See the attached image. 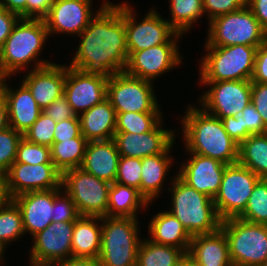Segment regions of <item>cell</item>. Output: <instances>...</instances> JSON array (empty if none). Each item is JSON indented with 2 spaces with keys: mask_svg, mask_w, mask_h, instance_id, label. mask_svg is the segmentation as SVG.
I'll return each mask as SVG.
<instances>
[{
  "mask_svg": "<svg viewBox=\"0 0 267 266\" xmlns=\"http://www.w3.org/2000/svg\"><path fill=\"white\" fill-rule=\"evenodd\" d=\"M96 13L78 35L81 42L70 66L109 79L124 72L128 59L125 2H104Z\"/></svg>",
  "mask_w": 267,
  "mask_h": 266,
  "instance_id": "obj_1",
  "label": "cell"
},
{
  "mask_svg": "<svg viewBox=\"0 0 267 266\" xmlns=\"http://www.w3.org/2000/svg\"><path fill=\"white\" fill-rule=\"evenodd\" d=\"M183 117L185 146L189 153L210 157L223 164L238 162L239 144L226 132L221 119L190 106Z\"/></svg>",
  "mask_w": 267,
  "mask_h": 266,
  "instance_id": "obj_2",
  "label": "cell"
},
{
  "mask_svg": "<svg viewBox=\"0 0 267 266\" xmlns=\"http://www.w3.org/2000/svg\"><path fill=\"white\" fill-rule=\"evenodd\" d=\"M172 209L169 211L193 237L217 231L221 225L213 199L198 192L178 176L173 179Z\"/></svg>",
  "mask_w": 267,
  "mask_h": 266,
  "instance_id": "obj_3",
  "label": "cell"
},
{
  "mask_svg": "<svg viewBox=\"0 0 267 266\" xmlns=\"http://www.w3.org/2000/svg\"><path fill=\"white\" fill-rule=\"evenodd\" d=\"M48 36L43 19L20 18L0 49V78H8L35 61Z\"/></svg>",
  "mask_w": 267,
  "mask_h": 266,
  "instance_id": "obj_4",
  "label": "cell"
},
{
  "mask_svg": "<svg viewBox=\"0 0 267 266\" xmlns=\"http://www.w3.org/2000/svg\"><path fill=\"white\" fill-rule=\"evenodd\" d=\"M100 266H136L141 239L137 218L101 217Z\"/></svg>",
  "mask_w": 267,
  "mask_h": 266,
  "instance_id": "obj_5",
  "label": "cell"
},
{
  "mask_svg": "<svg viewBox=\"0 0 267 266\" xmlns=\"http://www.w3.org/2000/svg\"><path fill=\"white\" fill-rule=\"evenodd\" d=\"M200 81L251 80L257 47L248 45L205 46Z\"/></svg>",
  "mask_w": 267,
  "mask_h": 266,
  "instance_id": "obj_6",
  "label": "cell"
},
{
  "mask_svg": "<svg viewBox=\"0 0 267 266\" xmlns=\"http://www.w3.org/2000/svg\"><path fill=\"white\" fill-rule=\"evenodd\" d=\"M233 266H261L267 259V225L238 217L221 221Z\"/></svg>",
  "mask_w": 267,
  "mask_h": 266,
  "instance_id": "obj_7",
  "label": "cell"
},
{
  "mask_svg": "<svg viewBox=\"0 0 267 266\" xmlns=\"http://www.w3.org/2000/svg\"><path fill=\"white\" fill-rule=\"evenodd\" d=\"M205 46L248 45L259 47L267 34L247 5L239 10L215 17L209 21Z\"/></svg>",
  "mask_w": 267,
  "mask_h": 266,
  "instance_id": "obj_8",
  "label": "cell"
},
{
  "mask_svg": "<svg viewBox=\"0 0 267 266\" xmlns=\"http://www.w3.org/2000/svg\"><path fill=\"white\" fill-rule=\"evenodd\" d=\"M61 186L62 190L71 197L81 216H107L111 183L81 168H73L62 173Z\"/></svg>",
  "mask_w": 267,
  "mask_h": 266,
  "instance_id": "obj_9",
  "label": "cell"
},
{
  "mask_svg": "<svg viewBox=\"0 0 267 266\" xmlns=\"http://www.w3.org/2000/svg\"><path fill=\"white\" fill-rule=\"evenodd\" d=\"M152 86L150 81L120 72L108 79L106 98L116 113L160 112Z\"/></svg>",
  "mask_w": 267,
  "mask_h": 266,
  "instance_id": "obj_10",
  "label": "cell"
},
{
  "mask_svg": "<svg viewBox=\"0 0 267 266\" xmlns=\"http://www.w3.org/2000/svg\"><path fill=\"white\" fill-rule=\"evenodd\" d=\"M259 179L238 162L226 165L219 192L213 199L221 220L238 217L244 211Z\"/></svg>",
  "mask_w": 267,
  "mask_h": 266,
  "instance_id": "obj_11",
  "label": "cell"
},
{
  "mask_svg": "<svg viewBox=\"0 0 267 266\" xmlns=\"http://www.w3.org/2000/svg\"><path fill=\"white\" fill-rule=\"evenodd\" d=\"M212 86L201 96L205 112L219 118L237 116L251 103V80L201 81Z\"/></svg>",
  "mask_w": 267,
  "mask_h": 266,
  "instance_id": "obj_12",
  "label": "cell"
},
{
  "mask_svg": "<svg viewBox=\"0 0 267 266\" xmlns=\"http://www.w3.org/2000/svg\"><path fill=\"white\" fill-rule=\"evenodd\" d=\"M175 33L165 44L152 46L142 51L128 53L124 72L133 77L152 82L154 78L178 66L181 61Z\"/></svg>",
  "mask_w": 267,
  "mask_h": 266,
  "instance_id": "obj_13",
  "label": "cell"
},
{
  "mask_svg": "<svg viewBox=\"0 0 267 266\" xmlns=\"http://www.w3.org/2000/svg\"><path fill=\"white\" fill-rule=\"evenodd\" d=\"M75 222H52L32 238L31 266H53L72 257V235Z\"/></svg>",
  "mask_w": 267,
  "mask_h": 266,
  "instance_id": "obj_14",
  "label": "cell"
},
{
  "mask_svg": "<svg viewBox=\"0 0 267 266\" xmlns=\"http://www.w3.org/2000/svg\"><path fill=\"white\" fill-rule=\"evenodd\" d=\"M131 9L129 4L125 3V30L128 53L165 44L171 37H174L176 31L156 11L151 10L143 18V21L137 23L134 18L135 14Z\"/></svg>",
  "mask_w": 267,
  "mask_h": 266,
  "instance_id": "obj_15",
  "label": "cell"
},
{
  "mask_svg": "<svg viewBox=\"0 0 267 266\" xmlns=\"http://www.w3.org/2000/svg\"><path fill=\"white\" fill-rule=\"evenodd\" d=\"M62 173L53 163L25 164L14 162L6 172L10 198L31 191H43L61 186Z\"/></svg>",
  "mask_w": 267,
  "mask_h": 266,
  "instance_id": "obj_16",
  "label": "cell"
},
{
  "mask_svg": "<svg viewBox=\"0 0 267 266\" xmlns=\"http://www.w3.org/2000/svg\"><path fill=\"white\" fill-rule=\"evenodd\" d=\"M108 79L98 75L86 74L84 71L66 67L64 96L79 116L96 104L106 99Z\"/></svg>",
  "mask_w": 267,
  "mask_h": 266,
  "instance_id": "obj_17",
  "label": "cell"
},
{
  "mask_svg": "<svg viewBox=\"0 0 267 266\" xmlns=\"http://www.w3.org/2000/svg\"><path fill=\"white\" fill-rule=\"evenodd\" d=\"M160 121L151 131L142 134L115 132L113 141L120 156L142 159L164 153L173 146L175 135L172 130L161 128Z\"/></svg>",
  "mask_w": 267,
  "mask_h": 266,
  "instance_id": "obj_18",
  "label": "cell"
},
{
  "mask_svg": "<svg viewBox=\"0 0 267 266\" xmlns=\"http://www.w3.org/2000/svg\"><path fill=\"white\" fill-rule=\"evenodd\" d=\"M22 83L28 88L43 110L64 94L66 66L48 61H37Z\"/></svg>",
  "mask_w": 267,
  "mask_h": 266,
  "instance_id": "obj_19",
  "label": "cell"
},
{
  "mask_svg": "<svg viewBox=\"0 0 267 266\" xmlns=\"http://www.w3.org/2000/svg\"><path fill=\"white\" fill-rule=\"evenodd\" d=\"M91 3L92 0H53L43 18L49 36L56 32L81 34L94 17Z\"/></svg>",
  "mask_w": 267,
  "mask_h": 266,
  "instance_id": "obj_20",
  "label": "cell"
},
{
  "mask_svg": "<svg viewBox=\"0 0 267 266\" xmlns=\"http://www.w3.org/2000/svg\"><path fill=\"white\" fill-rule=\"evenodd\" d=\"M192 156L178 171V177L190 187L211 199L218 194L226 164L210 157L190 153Z\"/></svg>",
  "mask_w": 267,
  "mask_h": 266,
  "instance_id": "obj_21",
  "label": "cell"
},
{
  "mask_svg": "<svg viewBox=\"0 0 267 266\" xmlns=\"http://www.w3.org/2000/svg\"><path fill=\"white\" fill-rule=\"evenodd\" d=\"M12 200L22 213L25 233L29 232L33 237L52 223L54 189L26 192Z\"/></svg>",
  "mask_w": 267,
  "mask_h": 266,
  "instance_id": "obj_22",
  "label": "cell"
},
{
  "mask_svg": "<svg viewBox=\"0 0 267 266\" xmlns=\"http://www.w3.org/2000/svg\"><path fill=\"white\" fill-rule=\"evenodd\" d=\"M5 81L6 77L0 78V90L8 105L9 126L24 134L39 118L42 109L23 83L18 90H13Z\"/></svg>",
  "mask_w": 267,
  "mask_h": 266,
  "instance_id": "obj_23",
  "label": "cell"
},
{
  "mask_svg": "<svg viewBox=\"0 0 267 266\" xmlns=\"http://www.w3.org/2000/svg\"><path fill=\"white\" fill-rule=\"evenodd\" d=\"M120 155L113 139L89 141L80 168L109 183L115 182Z\"/></svg>",
  "mask_w": 267,
  "mask_h": 266,
  "instance_id": "obj_24",
  "label": "cell"
},
{
  "mask_svg": "<svg viewBox=\"0 0 267 266\" xmlns=\"http://www.w3.org/2000/svg\"><path fill=\"white\" fill-rule=\"evenodd\" d=\"M188 254L197 266H233L228 240L221 228L209 234L193 236Z\"/></svg>",
  "mask_w": 267,
  "mask_h": 266,
  "instance_id": "obj_25",
  "label": "cell"
},
{
  "mask_svg": "<svg viewBox=\"0 0 267 266\" xmlns=\"http://www.w3.org/2000/svg\"><path fill=\"white\" fill-rule=\"evenodd\" d=\"M81 134L88 141L113 139L116 128V112L106 98L79 115Z\"/></svg>",
  "mask_w": 267,
  "mask_h": 266,
  "instance_id": "obj_26",
  "label": "cell"
},
{
  "mask_svg": "<svg viewBox=\"0 0 267 266\" xmlns=\"http://www.w3.org/2000/svg\"><path fill=\"white\" fill-rule=\"evenodd\" d=\"M148 229L153 237L149 239L152 242L173 246L183 249L186 253L188 252L192 236L169 211L155 215Z\"/></svg>",
  "mask_w": 267,
  "mask_h": 266,
  "instance_id": "obj_27",
  "label": "cell"
},
{
  "mask_svg": "<svg viewBox=\"0 0 267 266\" xmlns=\"http://www.w3.org/2000/svg\"><path fill=\"white\" fill-rule=\"evenodd\" d=\"M101 217L80 216L72 235V258L98 259L101 249L102 226L96 224Z\"/></svg>",
  "mask_w": 267,
  "mask_h": 266,
  "instance_id": "obj_28",
  "label": "cell"
},
{
  "mask_svg": "<svg viewBox=\"0 0 267 266\" xmlns=\"http://www.w3.org/2000/svg\"><path fill=\"white\" fill-rule=\"evenodd\" d=\"M172 146L164 153L141 159L140 194L150 203L159 195L172 158L168 155Z\"/></svg>",
  "mask_w": 267,
  "mask_h": 266,
  "instance_id": "obj_29",
  "label": "cell"
},
{
  "mask_svg": "<svg viewBox=\"0 0 267 266\" xmlns=\"http://www.w3.org/2000/svg\"><path fill=\"white\" fill-rule=\"evenodd\" d=\"M147 204L150 203L136 188L113 182L109 188L107 217L137 218L138 208Z\"/></svg>",
  "mask_w": 267,
  "mask_h": 266,
  "instance_id": "obj_30",
  "label": "cell"
},
{
  "mask_svg": "<svg viewBox=\"0 0 267 266\" xmlns=\"http://www.w3.org/2000/svg\"><path fill=\"white\" fill-rule=\"evenodd\" d=\"M238 163L267 179V133L250 135L239 144Z\"/></svg>",
  "mask_w": 267,
  "mask_h": 266,
  "instance_id": "obj_31",
  "label": "cell"
},
{
  "mask_svg": "<svg viewBox=\"0 0 267 266\" xmlns=\"http://www.w3.org/2000/svg\"><path fill=\"white\" fill-rule=\"evenodd\" d=\"M88 142L85 137L53 142L50 148L51 160L55 167L61 173L69 169L80 168Z\"/></svg>",
  "mask_w": 267,
  "mask_h": 266,
  "instance_id": "obj_32",
  "label": "cell"
},
{
  "mask_svg": "<svg viewBox=\"0 0 267 266\" xmlns=\"http://www.w3.org/2000/svg\"><path fill=\"white\" fill-rule=\"evenodd\" d=\"M186 252L149 239L140 242L136 266H174Z\"/></svg>",
  "mask_w": 267,
  "mask_h": 266,
  "instance_id": "obj_33",
  "label": "cell"
},
{
  "mask_svg": "<svg viewBox=\"0 0 267 266\" xmlns=\"http://www.w3.org/2000/svg\"><path fill=\"white\" fill-rule=\"evenodd\" d=\"M170 1L172 20H167V22L177 33L182 35L205 13L202 0Z\"/></svg>",
  "mask_w": 267,
  "mask_h": 266,
  "instance_id": "obj_34",
  "label": "cell"
},
{
  "mask_svg": "<svg viewBox=\"0 0 267 266\" xmlns=\"http://www.w3.org/2000/svg\"><path fill=\"white\" fill-rule=\"evenodd\" d=\"M161 119V112L116 113L115 132L142 134L151 131Z\"/></svg>",
  "mask_w": 267,
  "mask_h": 266,
  "instance_id": "obj_35",
  "label": "cell"
},
{
  "mask_svg": "<svg viewBox=\"0 0 267 266\" xmlns=\"http://www.w3.org/2000/svg\"><path fill=\"white\" fill-rule=\"evenodd\" d=\"M238 218L256 224L267 225V179L260 178Z\"/></svg>",
  "mask_w": 267,
  "mask_h": 266,
  "instance_id": "obj_36",
  "label": "cell"
},
{
  "mask_svg": "<svg viewBox=\"0 0 267 266\" xmlns=\"http://www.w3.org/2000/svg\"><path fill=\"white\" fill-rule=\"evenodd\" d=\"M24 233L22 213L11 199L0 207V242L6 246L8 242L18 240Z\"/></svg>",
  "mask_w": 267,
  "mask_h": 266,
  "instance_id": "obj_37",
  "label": "cell"
},
{
  "mask_svg": "<svg viewBox=\"0 0 267 266\" xmlns=\"http://www.w3.org/2000/svg\"><path fill=\"white\" fill-rule=\"evenodd\" d=\"M23 134L10 126L0 131V171L6 173L16 160L18 144Z\"/></svg>",
  "mask_w": 267,
  "mask_h": 266,
  "instance_id": "obj_38",
  "label": "cell"
},
{
  "mask_svg": "<svg viewBox=\"0 0 267 266\" xmlns=\"http://www.w3.org/2000/svg\"><path fill=\"white\" fill-rule=\"evenodd\" d=\"M15 162L33 165L53 163L51 160V148L32 143L23 137L18 144Z\"/></svg>",
  "mask_w": 267,
  "mask_h": 266,
  "instance_id": "obj_39",
  "label": "cell"
},
{
  "mask_svg": "<svg viewBox=\"0 0 267 266\" xmlns=\"http://www.w3.org/2000/svg\"><path fill=\"white\" fill-rule=\"evenodd\" d=\"M55 127L56 122L41 113L35 123L23 134V137L32 143L51 147Z\"/></svg>",
  "mask_w": 267,
  "mask_h": 266,
  "instance_id": "obj_40",
  "label": "cell"
},
{
  "mask_svg": "<svg viewBox=\"0 0 267 266\" xmlns=\"http://www.w3.org/2000/svg\"><path fill=\"white\" fill-rule=\"evenodd\" d=\"M141 159L120 156L115 182L136 188L140 193Z\"/></svg>",
  "mask_w": 267,
  "mask_h": 266,
  "instance_id": "obj_41",
  "label": "cell"
},
{
  "mask_svg": "<svg viewBox=\"0 0 267 266\" xmlns=\"http://www.w3.org/2000/svg\"><path fill=\"white\" fill-rule=\"evenodd\" d=\"M60 189H54L52 222H75L81 215L71 197L66 192L64 195Z\"/></svg>",
  "mask_w": 267,
  "mask_h": 266,
  "instance_id": "obj_42",
  "label": "cell"
},
{
  "mask_svg": "<svg viewBox=\"0 0 267 266\" xmlns=\"http://www.w3.org/2000/svg\"><path fill=\"white\" fill-rule=\"evenodd\" d=\"M204 12L207 11L208 19L228 14L241 9L246 5V0H202Z\"/></svg>",
  "mask_w": 267,
  "mask_h": 266,
  "instance_id": "obj_43",
  "label": "cell"
},
{
  "mask_svg": "<svg viewBox=\"0 0 267 266\" xmlns=\"http://www.w3.org/2000/svg\"><path fill=\"white\" fill-rule=\"evenodd\" d=\"M240 120L242 127H244L250 135L267 133V127L264 125L262 117L252 103L246 106L241 112Z\"/></svg>",
  "mask_w": 267,
  "mask_h": 266,
  "instance_id": "obj_44",
  "label": "cell"
},
{
  "mask_svg": "<svg viewBox=\"0 0 267 266\" xmlns=\"http://www.w3.org/2000/svg\"><path fill=\"white\" fill-rule=\"evenodd\" d=\"M42 113L56 123L77 116L64 95L54 100L48 107H45Z\"/></svg>",
  "mask_w": 267,
  "mask_h": 266,
  "instance_id": "obj_45",
  "label": "cell"
},
{
  "mask_svg": "<svg viewBox=\"0 0 267 266\" xmlns=\"http://www.w3.org/2000/svg\"><path fill=\"white\" fill-rule=\"evenodd\" d=\"M76 137H84L81 134L79 116L56 123L53 142H61L62 140H69Z\"/></svg>",
  "mask_w": 267,
  "mask_h": 266,
  "instance_id": "obj_46",
  "label": "cell"
},
{
  "mask_svg": "<svg viewBox=\"0 0 267 266\" xmlns=\"http://www.w3.org/2000/svg\"><path fill=\"white\" fill-rule=\"evenodd\" d=\"M251 103L267 127V83L251 82Z\"/></svg>",
  "mask_w": 267,
  "mask_h": 266,
  "instance_id": "obj_47",
  "label": "cell"
},
{
  "mask_svg": "<svg viewBox=\"0 0 267 266\" xmlns=\"http://www.w3.org/2000/svg\"><path fill=\"white\" fill-rule=\"evenodd\" d=\"M251 82L267 83V40L257 48Z\"/></svg>",
  "mask_w": 267,
  "mask_h": 266,
  "instance_id": "obj_48",
  "label": "cell"
},
{
  "mask_svg": "<svg viewBox=\"0 0 267 266\" xmlns=\"http://www.w3.org/2000/svg\"><path fill=\"white\" fill-rule=\"evenodd\" d=\"M221 121L228 135L238 144L245 141L250 136L248 131L242 127L240 114L237 116H227L222 118Z\"/></svg>",
  "mask_w": 267,
  "mask_h": 266,
  "instance_id": "obj_49",
  "label": "cell"
},
{
  "mask_svg": "<svg viewBox=\"0 0 267 266\" xmlns=\"http://www.w3.org/2000/svg\"><path fill=\"white\" fill-rule=\"evenodd\" d=\"M21 17L0 6V49L11 34L13 27Z\"/></svg>",
  "mask_w": 267,
  "mask_h": 266,
  "instance_id": "obj_50",
  "label": "cell"
},
{
  "mask_svg": "<svg viewBox=\"0 0 267 266\" xmlns=\"http://www.w3.org/2000/svg\"><path fill=\"white\" fill-rule=\"evenodd\" d=\"M53 0H27L26 18L43 19L49 12Z\"/></svg>",
  "mask_w": 267,
  "mask_h": 266,
  "instance_id": "obj_51",
  "label": "cell"
},
{
  "mask_svg": "<svg viewBox=\"0 0 267 266\" xmlns=\"http://www.w3.org/2000/svg\"><path fill=\"white\" fill-rule=\"evenodd\" d=\"M246 5L267 34V0H246Z\"/></svg>",
  "mask_w": 267,
  "mask_h": 266,
  "instance_id": "obj_52",
  "label": "cell"
},
{
  "mask_svg": "<svg viewBox=\"0 0 267 266\" xmlns=\"http://www.w3.org/2000/svg\"><path fill=\"white\" fill-rule=\"evenodd\" d=\"M26 2L27 0H0V6L18 14L21 18H26Z\"/></svg>",
  "mask_w": 267,
  "mask_h": 266,
  "instance_id": "obj_53",
  "label": "cell"
},
{
  "mask_svg": "<svg viewBox=\"0 0 267 266\" xmlns=\"http://www.w3.org/2000/svg\"><path fill=\"white\" fill-rule=\"evenodd\" d=\"M53 266H100L99 260L94 258H68Z\"/></svg>",
  "mask_w": 267,
  "mask_h": 266,
  "instance_id": "obj_54",
  "label": "cell"
},
{
  "mask_svg": "<svg viewBox=\"0 0 267 266\" xmlns=\"http://www.w3.org/2000/svg\"><path fill=\"white\" fill-rule=\"evenodd\" d=\"M8 127V105L4 94L0 90V131H3Z\"/></svg>",
  "mask_w": 267,
  "mask_h": 266,
  "instance_id": "obj_55",
  "label": "cell"
},
{
  "mask_svg": "<svg viewBox=\"0 0 267 266\" xmlns=\"http://www.w3.org/2000/svg\"><path fill=\"white\" fill-rule=\"evenodd\" d=\"M11 200L8 190L6 173L0 171V207L7 204Z\"/></svg>",
  "mask_w": 267,
  "mask_h": 266,
  "instance_id": "obj_56",
  "label": "cell"
},
{
  "mask_svg": "<svg viewBox=\"0 0 267 266\" xmlns=\"http://www.w3.org/2000/svg\"><path fill=\"white\" fill-rule=\"evenodd\" d=\"M174 266H197L195 260L187 253Z\"/></svg>",
  "mask_w": 267,
  "mask_h": 266,
  "instance_id": "obj_57",
  "label": "cell"
},
{
  "mask_svg": "<svg viewBox=\"0 0 267 266\" xmlns=\"http://www.w3.org/2000/svg\"><path fill=\"white\" fill-rule=\"evenodd\" d=\"M6 246H4L1 242H0V261L2 262L3 260H2V255H3V253H4V248H5Z\"/></svg>",
  "mask_w": 267,
  "mask_h": 266,
  "instance_id": "obj_58",
  "label": "cell"
},
{
  "mask_svg": "<svg viewBox=\"0 0 267 266\" xmlns=\"http://www.w3.org/2000/svg\"><path fill=\"white\" fill-rule=\"evenodd\" d=\"M261 266H267V259L263 262Z\"/></svg>",
  "mask_w": 267,
  "mask_h": 266,
  "instance_id": "obj_59",
  "label": "cell"
}]
</instances>
